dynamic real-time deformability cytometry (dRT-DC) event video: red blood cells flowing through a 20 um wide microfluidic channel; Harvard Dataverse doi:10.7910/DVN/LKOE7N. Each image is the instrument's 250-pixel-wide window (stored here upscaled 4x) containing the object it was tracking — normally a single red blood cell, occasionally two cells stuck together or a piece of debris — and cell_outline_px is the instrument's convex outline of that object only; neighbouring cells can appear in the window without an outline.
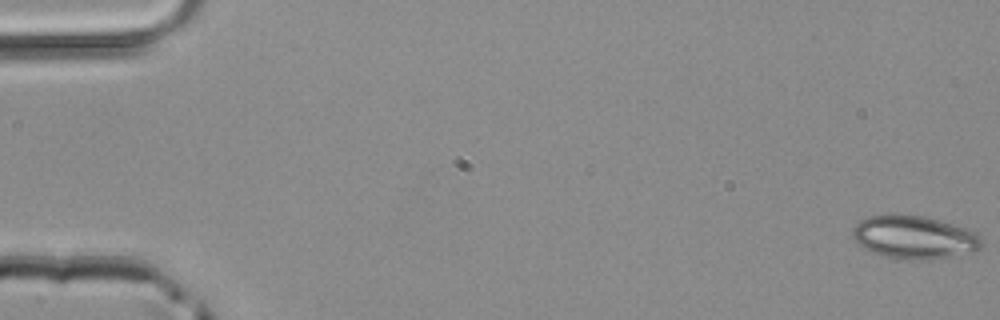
{"species": "common noctule bat (a hibernating species)", "species_latin": "Nyctalus noctula", "temperature_condition": "room temperature", "stored_images_in_passage": 48, "camera_frame_rate_fps": 3000, "um_per_image_px": 0.085, "animal": {"sex": "male", "body_mass_g": 20.4}, "frame": {"image": 1, "passage_image": 1, "time_ms": 0.0, "image_size_px": [1000, 320], "cell_outline_px": [[980, 248], [972, 252], [952, 256], [924, 260], [900, 260], [884, 256], [872, 252], [864, 248], [852, 236], [852, 228], [860, 220], [868, 216], [924, 216], [940, 220], [976, 232], [980, 236]], "centroid_in_image_um": [77.7, 20.19], "position_along_channel_um": 7.3, "area_um2": 32.02}}
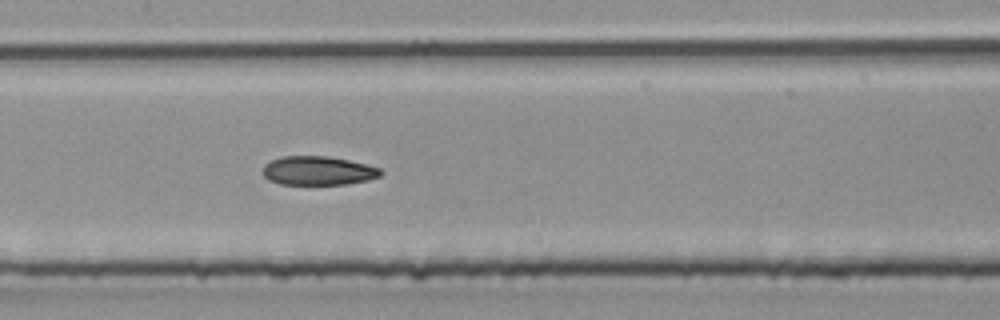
{"frame": {"image": 2, "passage_image": 24, "time_ms": 7.667, "image_size_px": [1000, 320], "cell_outline_px": [[384, 172], [380, 176], [368, 180], [348, 184], [280, 184], [268, 180], [264, 176], [264, 164], [280, 156], [328, 156], [368, 164], [380, 168]], "centroid_in_image_um": [27.06, 14.51], "position_along_channel_um": 180.3, "area_um2": 19.94}}
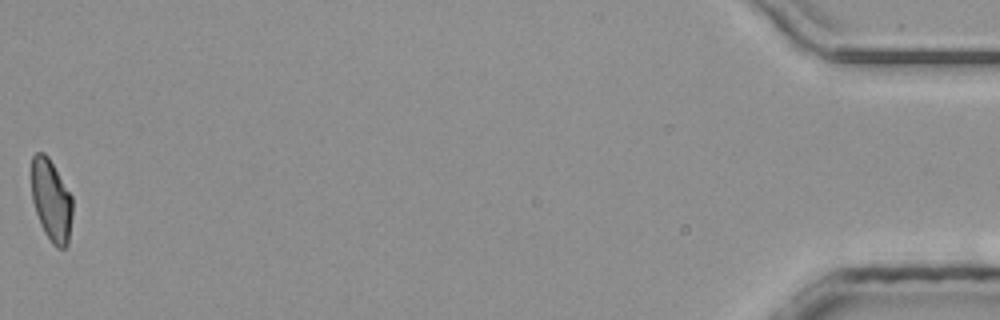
{"frame": {"image": 3, "passage_image": 48, "time_ms": 15.667, "image_size_px": [1000, 320], "cell_outline_px": [[72, 216], [68, 244], [64, 248], [56, 248], [52, 244], [44, 232], [40, 224], [32, 200], [32, 156], [36, 152], [44, 152], [48, 156], [72, 196]], "centroid_in_image_um": [4.36, 17.05], "position_along_channel_um": 430.8, "area_um2": 19.59}}